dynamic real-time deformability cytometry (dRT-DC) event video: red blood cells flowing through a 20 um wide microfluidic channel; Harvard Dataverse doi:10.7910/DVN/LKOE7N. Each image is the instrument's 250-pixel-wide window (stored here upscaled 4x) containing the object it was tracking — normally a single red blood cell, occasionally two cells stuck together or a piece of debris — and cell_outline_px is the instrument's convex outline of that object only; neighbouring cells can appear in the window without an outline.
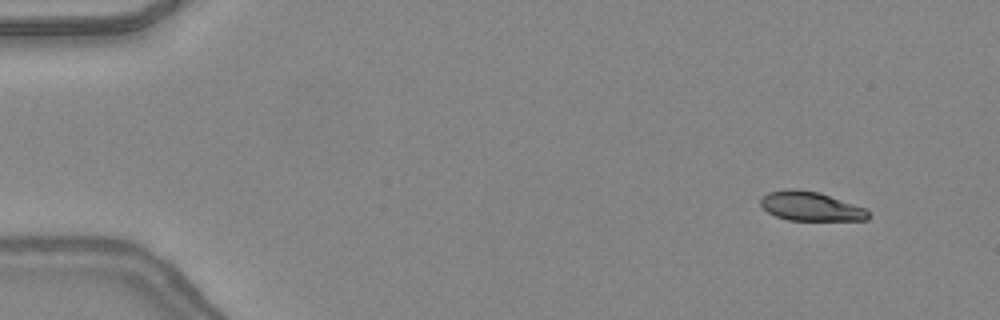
{"species": "common noctule bat (a hibernating species)", "species_latin": "Nyctalus noctula", "temperature_condition": "warm", "stored_images_in_passage": 13, "camera_frame_rate_fps": 3000, "um_per_image_px": 0.085, "animal": {"sex": "female", "body_mass_g": 24.6, "forearm_length_mm": 56.2}, "frame": {"image": 1, "passage_image": 3, "time_ms": 0.667, "image_size_px": [1000, 320], "cell_outline_px": [[868, 220], [788, 220], [776, 216], [768, 212], [760, 204], [760, 200], [768, 192], [788, 188], [796, 188], [820, 192], [864, 208], [868, 212]], "centroid_in_image_um": [68.88, 17.52], "position_along_channel_um": 16.1, "area_um2": 18.21}}